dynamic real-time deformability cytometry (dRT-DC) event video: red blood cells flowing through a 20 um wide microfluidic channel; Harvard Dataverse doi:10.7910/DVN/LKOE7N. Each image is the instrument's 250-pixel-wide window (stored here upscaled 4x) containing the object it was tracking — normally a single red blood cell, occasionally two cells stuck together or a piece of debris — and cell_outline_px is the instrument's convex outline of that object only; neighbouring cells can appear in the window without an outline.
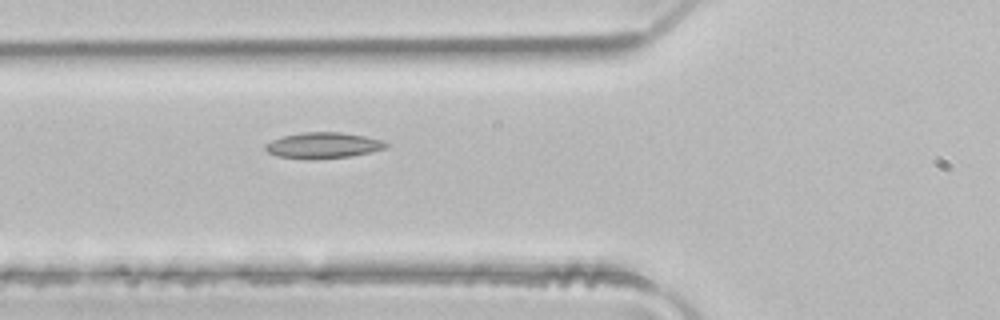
{"species": "common noctule bat (a hibernating species)", "species_latin": "Nyctalus noctula", "temperature_condition": "room temperature", "stored_images_in_passage": 5, "camera_frame_rate_fps": 3000, "um_per_image_px": 0.085, "animal": {"sex": "male", "body_mass_g": 21.5, "forearm_length_mm": 52.0}, "frame": {"image": 1, "passage_image": 5, "time_ms": 1.333, "image_size_px": [1000, 320], "cell_outline_px": [[392, 144], [384, 148], [372, 152], [348, 156], [276, 156], [268, 152], [264, 148], [264, 144], [280, 136], [300, 132], [340, 132], [364, 136], [380, 140]], "centroid_in_image_um": [27.47, 12.29], "position_along_channel_um": 98.3, "area_um2": 17.34}}